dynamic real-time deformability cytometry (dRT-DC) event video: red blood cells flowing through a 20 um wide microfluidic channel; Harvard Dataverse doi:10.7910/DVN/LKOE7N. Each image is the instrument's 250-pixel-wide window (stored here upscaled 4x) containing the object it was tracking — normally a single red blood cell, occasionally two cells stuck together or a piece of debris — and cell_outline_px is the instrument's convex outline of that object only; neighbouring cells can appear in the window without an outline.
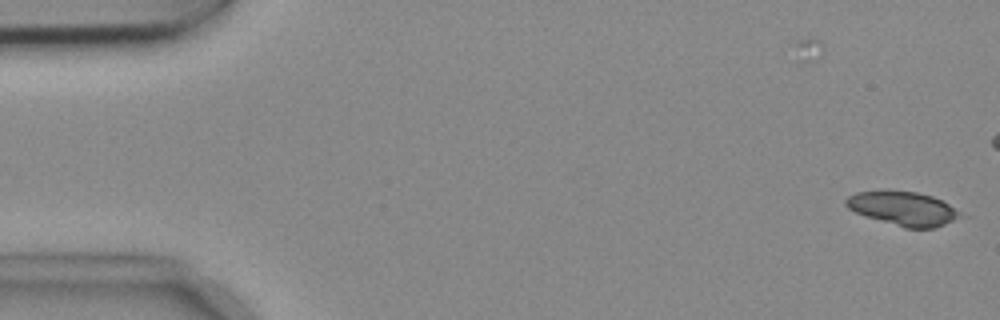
{"species": "common noctule bat (a hibernating species)", "species_latin": "Nyctalus noctula", "temperature_condition": "cold", "stored_images_in_passage": 54, "camera_frame_rate_fps": 3000, "um_per_image_px": 0.085, "animal": {"sex": "female", "body_mass_g": 18.4}, "frame": {"image": 1, "passage_image": 1, "time_ms": 0.0, "image_size_px": [1000, 320], "cell_outline_px": [[960, 216], [936, 228], [904, 228], [864, 216], [848, 208], [844, 204], [844, 200], [848, 196], [856, 192], [888, 188], [916, 192], [932, 196], [948, 204], [960, 212]], "centroid_in_image_um": [76.67, 17.69], "position_along_channel_um": 8.3, "area_um2": 22.95}, "authors_computed_cell_mechanics": {"area_um2": 23.2645, "velocity_mm_per_s": 3.7081, "shape_relaxation_time_tau1_ms": 0.6198, "shape_relaxation_time_tau2_ms": null, "deformation_change_tau1": 0.2966, "deformation_change_tau2": null}}